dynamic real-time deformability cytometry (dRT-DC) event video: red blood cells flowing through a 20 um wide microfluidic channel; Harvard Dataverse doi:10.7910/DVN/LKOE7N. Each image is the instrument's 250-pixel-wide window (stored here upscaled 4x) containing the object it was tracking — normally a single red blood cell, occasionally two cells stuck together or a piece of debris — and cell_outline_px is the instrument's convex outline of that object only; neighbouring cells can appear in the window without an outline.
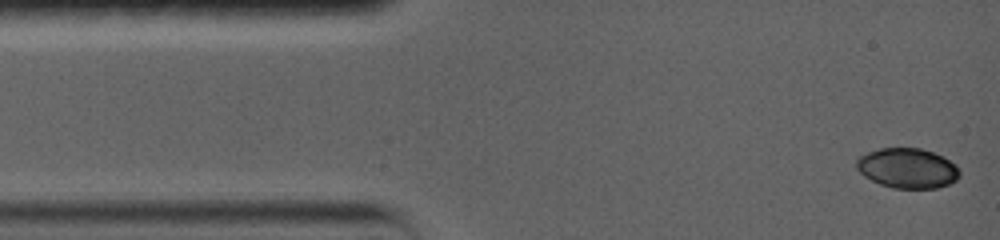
{"species": "common noctule bat (a hibernating species)", "species_latin": "Nyctalus noctula", "temperature_condition": "warm", "stored_images_in_passage": 18, "camera_frame_rate_fps": 5000, "um_per_image_px": 0.085, "animal": {"sex": "female", "body_mass_g": 19.0, "forearm_length_mm": 56.7}, "frame": {"image": 1, "passage_image": 1, "time_ms": 0.0, "image_size_px": [1000, 240], "cell_outline_px": [[960, 176], [956, 180], [948, 184], [936, 188], [892, 188], [880, 184], [864, 176], [856, 168], [856, 160], [860, 156], [868, 152], [880, 148], [920, 148], [944, 156], [956, 164], [960, 172]], "centroid_in_image_um": [77.15, 14.29], "position_along_channel_um": 7.9, "area_um2": 24.1}}
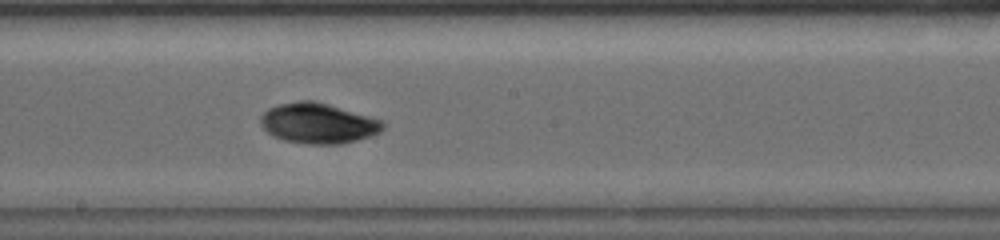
{"frame": {"image": 2, "passage_image": 11, "time_ms": 7.8, "image_size_px": [1000, 240], "cell_outline_px": [[384, 128], [380, 132], [372, 136], [340, 144], [308, 144], [284, 140], [272, 136], [260, 124], [260, 116], [268, 108], [280, 104], [300, 100], [316, 100], [368, 116], [380, 120], [384, 124]], "centroid_in_image_um": [27.02, 10.48], "position_along_channel_um": 221.2, "area_um2": 28.73}}
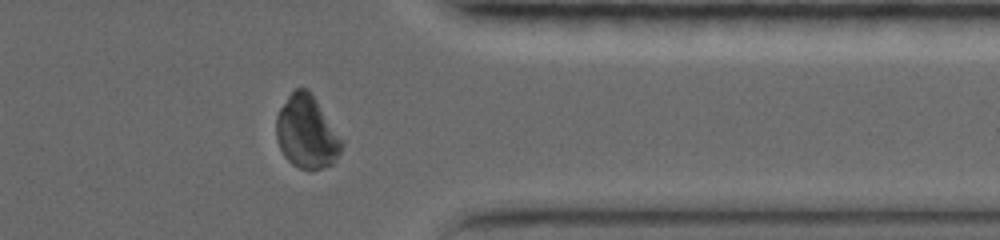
{"frame": {"image": 3, "passage_image": 18, "time_ms": 12.4, "image_size_px": [1000, 240], "cell_outline_px": [[344, 144], [336, 160], [332, 164], [320, 168], [300, 168], [292, 164], [284, 156], [276, 140], [276, 116], [280, 108], [288, 96], [296, 88], [308, 88], [344, 140]], "centroid_in_image_um": [26.08, 11.22], "position_along_channel_um": 385.3, "area_um2": 27.8}, "authors_computed_cell_mechanics": {"area_um2": 27.6573, "velocity_mm_per_s": 3.6829, "shape_relaxation_time_tau1_ms": 8.3296, "shape_relaxation_time_tau2_ms": 2.4021, "deformation_change_tau1": 0.2872, "deformation_change_tau2": 0.0282}}